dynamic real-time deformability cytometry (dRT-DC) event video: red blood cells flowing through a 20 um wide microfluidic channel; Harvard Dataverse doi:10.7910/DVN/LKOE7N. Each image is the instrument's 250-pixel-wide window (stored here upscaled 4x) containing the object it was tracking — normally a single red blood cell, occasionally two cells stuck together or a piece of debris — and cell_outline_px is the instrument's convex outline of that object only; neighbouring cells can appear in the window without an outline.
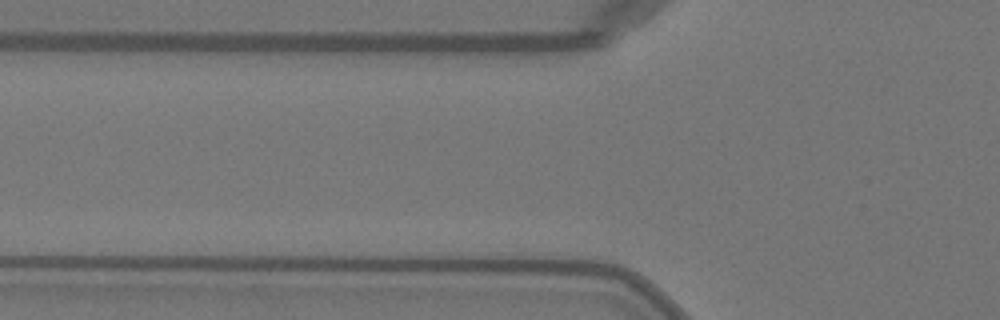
{"species": "Egyptian fruit bat (a non-hibernating species)", "species_latin": "Rousettus aegyptiacus", "temperature_condition": "warm", "stored_images_in_passage": 3, "segment_of_instrument_passage": [1, 2], "camera_frame_rate_fps": 3000, "um_per_image_px": 0.085, "animal": {"sex": "female"}, "frame": {"image": 1, "passage_image": 2, "time_ms": 0.333, "image_size_px": [1000, 320], "cell_outline_px": [[592, 44], [588, 44], [452, 40], [448, 36], [584, 28], [592, 36]], "centroid_in_image_um": [45.4, 3.13], "position_along_channel_um": 80.4, "area_um2": 10.35}}